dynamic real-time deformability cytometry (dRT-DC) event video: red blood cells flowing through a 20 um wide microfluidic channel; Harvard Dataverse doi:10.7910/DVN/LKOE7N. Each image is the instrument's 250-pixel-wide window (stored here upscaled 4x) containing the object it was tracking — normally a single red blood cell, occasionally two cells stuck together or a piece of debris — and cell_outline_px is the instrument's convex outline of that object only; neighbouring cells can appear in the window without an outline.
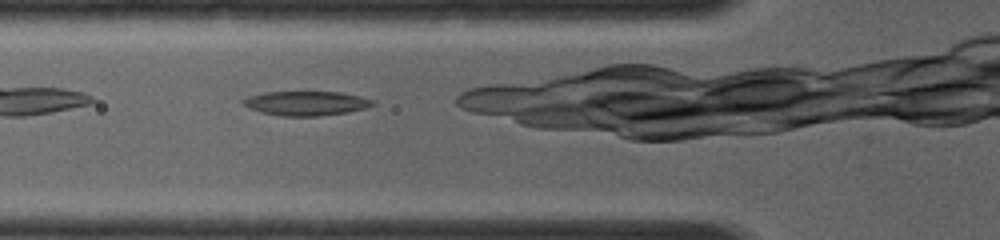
{"species": "common noctule bat (a hibernating species)", "species_latin": "Nyctalus noctula", "temperature_condition": "room temperature", "stored_images_in_passage": 21, "camera_frame_rate_fps": 4000, "um_per_image_px": 0.085, "animal": {"sex": "female", "body_mass_g": 19.0, "forearm_length_mm": 56.7}, "frame": {"image": 1, "passage_image": 2, "time_ms": 0.5, "image_size_px": [1000, 240], "cell_outline_px": [[376, 104], [364, 108], [348, 112], [320, 116], [280, 116], [260, 112], [248, 108], [240, 100], [248, 96], [264, 92], [340, 92], [360, 96], [376, 100]], "centroid_in_image_um": [26.02, 8.78], "position_along_channel_um": 99.8, "area_um2": 18.55}}
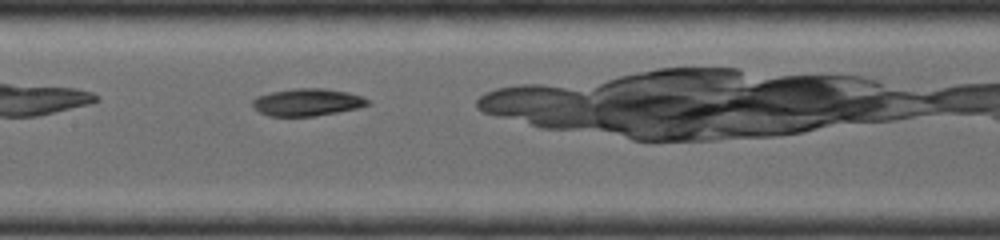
{"frame": {"image": 2, "passage_image": 6, "time_ms": 2.25, "image_size_px": [1000, 240], "cell_outline_px": [[372, 104], [360, 108], [316, 116], [268, 116], [260, 112], [252, 104], [252, 100], [256, 96], [272, 92], [296, 88], [324, 88], [348, 92], [372, 100]], "centroid_in_image_um": [26.18, 8.69], "position_along_channel_um": 181.2, "area_um2": 18.5}}
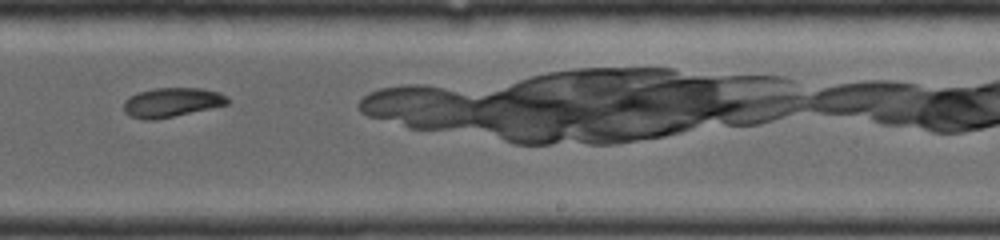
{"frame": {"image": 3, "passage_image": 11, "time_ms": 4.25, "image_size_px": [1000, 240], "cell_outline_px": [[228, 104], [172, 116], [152, 120], [144, 120], [132, 116], [124, 112], [124, 100], [128, 96], [140, 92], [156, 88], [200, 88], [220, 92], [228, 96]], "centroid_in_image_um": [14.59, 8.69], "position_along_channel_um": 274.4, "area_um2": 17.51}}